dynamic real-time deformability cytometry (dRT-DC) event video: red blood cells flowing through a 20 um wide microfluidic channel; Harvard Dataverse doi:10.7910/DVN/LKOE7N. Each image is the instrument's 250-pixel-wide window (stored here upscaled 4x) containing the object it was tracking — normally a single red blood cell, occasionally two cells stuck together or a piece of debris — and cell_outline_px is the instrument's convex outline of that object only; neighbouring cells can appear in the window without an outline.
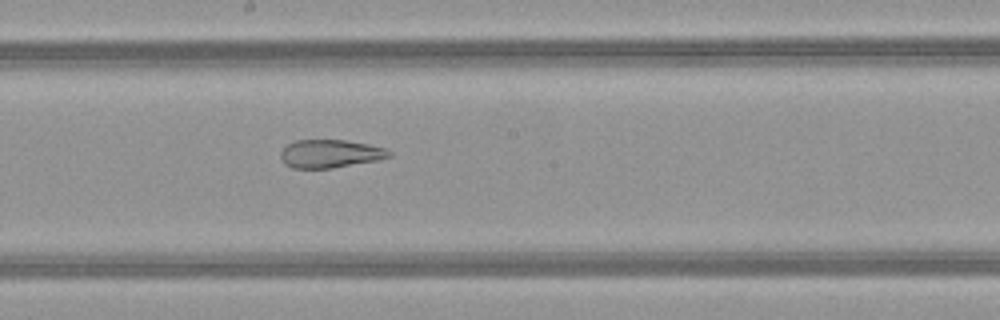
{"species": "common noctule bat (a hibernating species)", "species_latin": "Nyctalus noctula", "temperature_condition": "warm", "stored_images_in_passage": 52, "camera_frame_rate_fps": 3000, "um_per_image_px": 0.085, "animal": {"sex": "female", "body_mass_g": 21.9}, "frame": {"image": 1, "passage_image": 29, "time_ms": 9.333, "image_size_px": [1000, 320], "cell_outline_px": [[392, 156], [376, 160], [332, 168], [292, 168], [284, 164], [280, 156], [280, 152], [288, 144], [296, 140], [344, 140], [368, 144], [384, 148], [392, 152]], "centroid_in_image_um": [28.04, 13.06], "position_along_channel_um": 220.2, "area_um2": 17.69}}
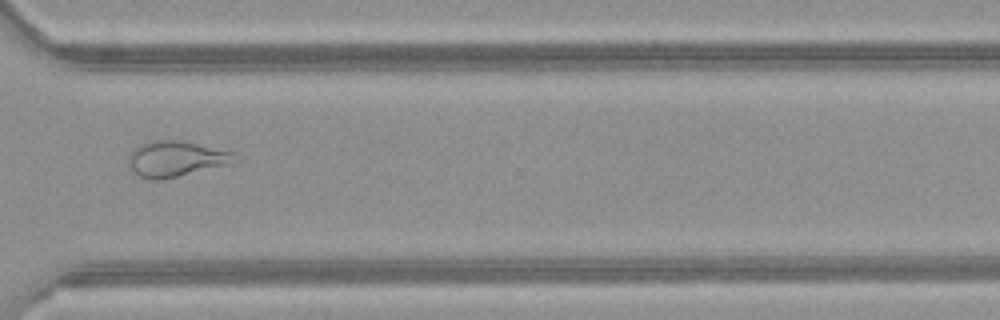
{"frame": {"image": 2, "passage_image": 39, "time_ms": 12.667, "image_size_px": [1000, 320], "cell_outline_px": [[232, 164], [160, 180], [152, 180], [140, 176], [132, 168], [128, 160], [128, 156], [140, 144], [156, 140], [176, 140], [196, 144], [232, 152]], "centroid_in_image_um": [14.91, 13.51], "position_along_channel_um": 355.7, "area_um2": 21.33}}
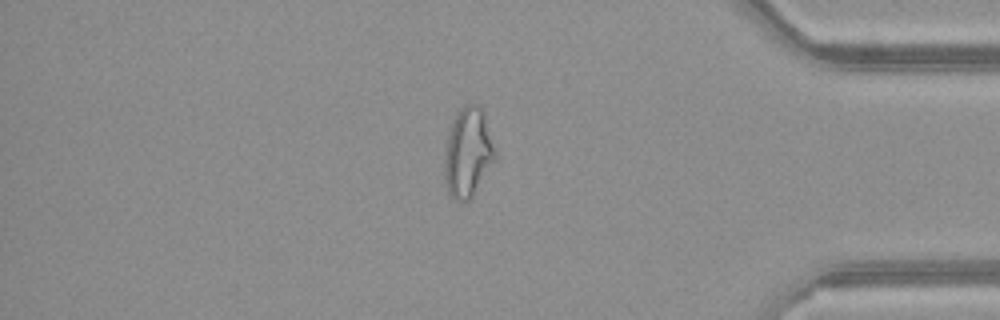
{"frame": {"image": 3, "passage_image": 44, "time_ms": 14.333, "image_size_px": [1000, 320], "cell_outline_px": [[496, 160], [472, 196], [468, 200], [456, 200], [448, 192], [444, 180], [444, 152], [452, 120], [456, 112], [464, 104], [480, 104], [484, 112], [496, 156]], "centroid_in_image_um": [39.76, 12.93], "position_along_channel_um": 395.4, "area_um2": 26.41}, "authors_computed_cell_mechanics": {"area_um2": 26.5591, "velocity_mm_per_s": 4.0747, "shape_relaxation_time_tau1_ms": null, "shape_relaxation_time_tau2_ms": 1.7022, "deformation_change_tau1": null, "deformation_change_tau2": 0.0974}}